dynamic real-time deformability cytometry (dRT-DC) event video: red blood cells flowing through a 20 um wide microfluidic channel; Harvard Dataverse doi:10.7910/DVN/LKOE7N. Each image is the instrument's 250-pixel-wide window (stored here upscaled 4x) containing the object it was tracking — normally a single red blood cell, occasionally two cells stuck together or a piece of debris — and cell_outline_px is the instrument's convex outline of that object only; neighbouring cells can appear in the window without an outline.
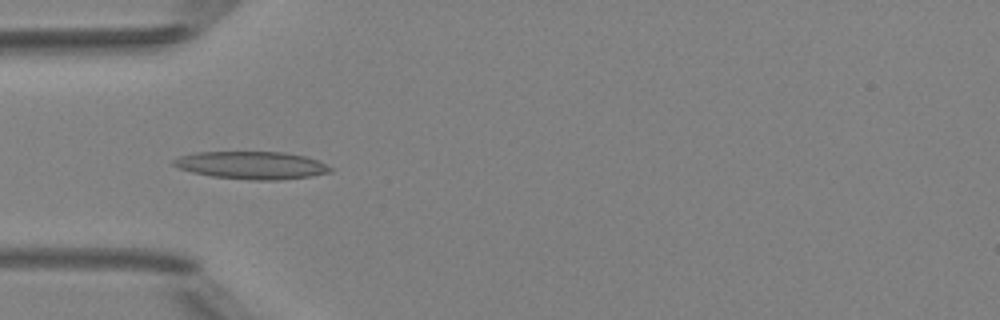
{"species": "Egyptian fruit bat (a non-hibernating species)", "species_latin": "Rousettus aegyptiacus", "temperature_condition": "room temperature", "stored_images_in_passage": 4, "camera_frame_rate_fps": 3000, "um_per_image_px": 0.085, "animal": {"sex": "female"}, "frame": {"image": 1, "passage_image": 3, "time_ms": 2.0, "image_size_px": [1000, 320], "cell_outline_px": [[332, 172], [308, 176], [276, 180], [252, 180], [212, 176], [192, 172], [180, 168], [172, 164], [172, 160], [180, 156], [196, 152], [284, 152], [304, 156], [316, 160], [332, 168]], "centroid_in_image_um": [21.36, 14.04], "position_along_channel_um": 63.6, "area_um2": 24.97}}
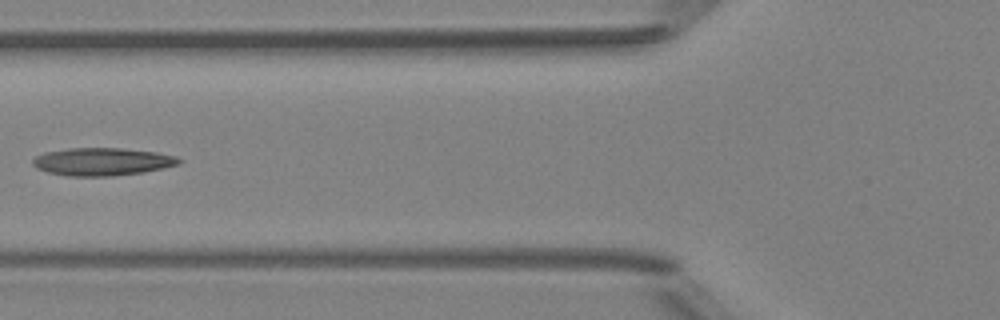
{"frame": {"image": 2, "passage_image": 4, "time_ms": 3.333, "image_size_px": [1000, 320], "cell_outline_px": [[184, 160], [180, 164], [164, 168], [144, 172], [112, 176], [68, 176], [48, 172], [36, 168], [32, 164], [32, 160], [36, 156], [44, 152], [68, 148], [120, 148], [156, 152], [176, 156]], "centroid_in_image_um": [8.71, 13.74], "position_along_channel_um": 117.1, "area_um2": 23.81}}